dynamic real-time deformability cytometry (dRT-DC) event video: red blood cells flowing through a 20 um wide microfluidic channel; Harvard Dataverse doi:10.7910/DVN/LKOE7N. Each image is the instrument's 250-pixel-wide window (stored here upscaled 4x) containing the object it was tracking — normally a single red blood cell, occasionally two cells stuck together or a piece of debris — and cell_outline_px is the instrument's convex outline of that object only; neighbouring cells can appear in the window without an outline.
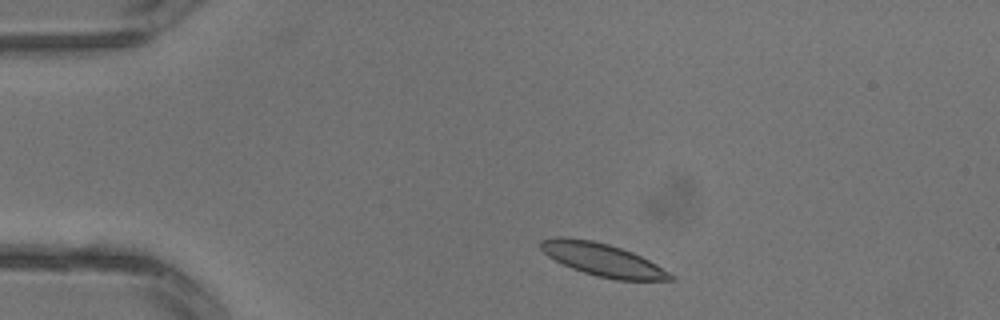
{"species": "common noctule bat (a hibernating species)", "species_latin": "Nyctalus noctula", "temperature_condition": "warm", "stored_images_in_passage": 1, "camera_frame_rate_fps": 3000, "um_per_image_px": 0.085, "animal": {"sex": "male", "body_mass_g": 13.3}, "frame": {"image": 1, "passage_image": 1, "time_ms": 0.0, "image_size_px": [1000, 320], "cell_outline_px": [[676, 280], [616, 280], [596, 276], [572, 268], [548, 256], [540, 248], [540, 240], [552, 236], [568, 236], [592, 240], [608, 244], [632, 252], [656, 264], [676, 276]], "centroid_in_image_um": [51.21, 22.06], "position_along_channel_um": 33.8, "area_um2": 24.8}}